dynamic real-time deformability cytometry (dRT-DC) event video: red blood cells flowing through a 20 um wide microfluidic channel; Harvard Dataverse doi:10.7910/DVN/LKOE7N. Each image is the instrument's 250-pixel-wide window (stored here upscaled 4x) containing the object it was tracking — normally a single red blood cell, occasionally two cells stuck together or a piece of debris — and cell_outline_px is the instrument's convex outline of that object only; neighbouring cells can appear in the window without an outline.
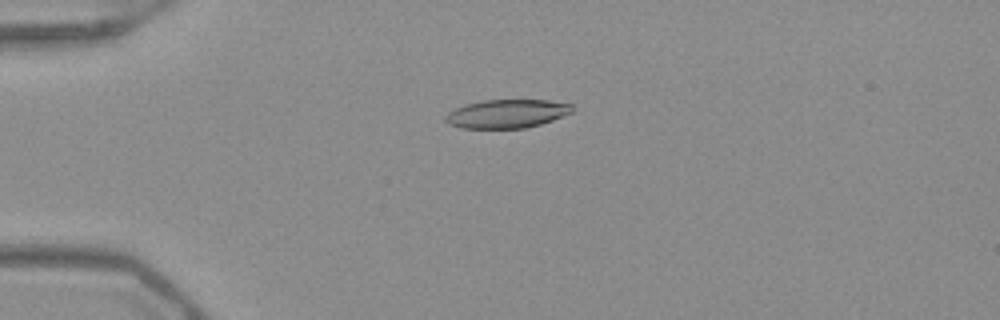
{"species": "Egyptian fruit bat (a non-hibernating species)", "species_latin": "Rousettus aegyptiacus", "temperature_condition": "warm", "stored_images_in_passage": 43, "camera_frame_rate_fps": 3000, "um_per_image_px": 0.085, "frame": {"image": 1, "passage_image": 4, "time_ms": 1.0, "image_size_px": [1000, 320], "cell_outline_px": [[572, 112], [552, 120], [540, 124], [524, 128], [460, 128], [448, 124], [444, 120], [444, 116], [448, 112], [464, 104], [484, 100], [548, 100], [572, 104]], "centroid_in_image_um": [43.04, 9.66], "position_along_channel_um": 42.0, "area_um2": 21.1}}
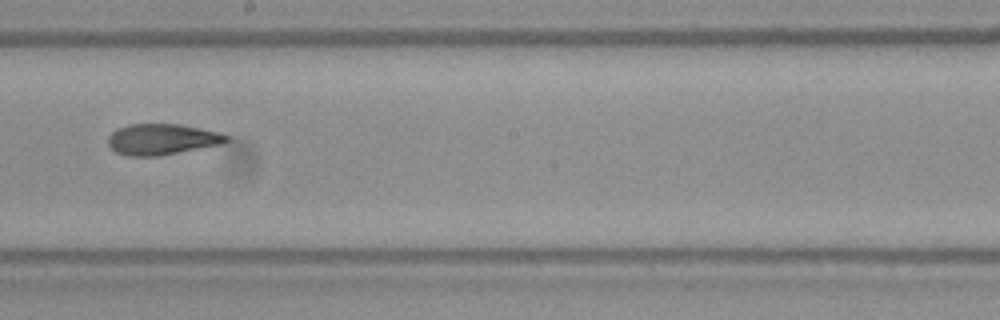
{"frame": {"image": 2, "passage_image": 21, "time_ms": 6.667, "image_size_px": [1000, 320], "cell_outline_px": [[228, 140], [220, 144], [160, 156], [128, 156], [116, 152], [108, 144], [108, 136], [116, 128], [128, 124], [180, 124], [220, 132], [228, 136]], "centroid_in_image_um": [13.73, 11.83], "position_along_channel_um": 234.5, "area_um2": 21.33}}
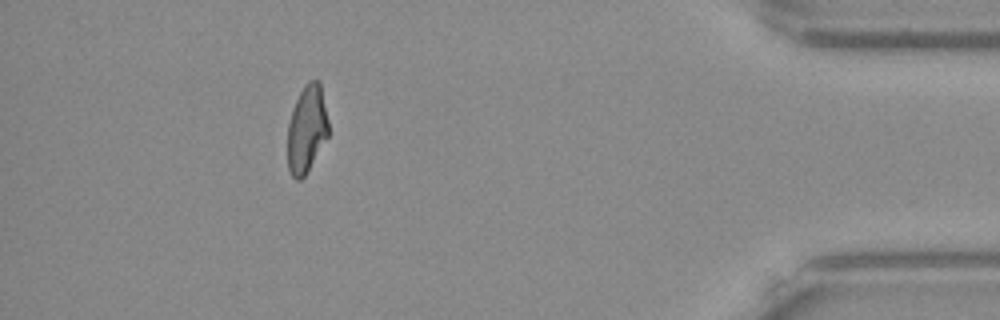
{"frame": {"image": 3, "passage_image": 38, "time_ms": 12.333, "image_size_px": [1000, 320], "cell_outline_px": [[328, 136], [304, 176], [300, 180], [296, 180], [292, 176], [288, 168], [288, 124], [292, 108], [304, 84], [308, 80], [320, 80], [328, 120]], "centroid_in_image_um": [26.07, 10.93], "position_along_channel_um": 409.1, "area_um2": 20.75}, "authors_computed_cell_mechanics": {"area_um2": 21.6172, "velocity_mm_per_s": 3.9474, "shape_relaxation_time_tau1_ms": null, "shape_relaxation_time_tau2_ms": 2.9897, "deformation_change_tau1": null, "deformation_change_tau2": 0.1146}}